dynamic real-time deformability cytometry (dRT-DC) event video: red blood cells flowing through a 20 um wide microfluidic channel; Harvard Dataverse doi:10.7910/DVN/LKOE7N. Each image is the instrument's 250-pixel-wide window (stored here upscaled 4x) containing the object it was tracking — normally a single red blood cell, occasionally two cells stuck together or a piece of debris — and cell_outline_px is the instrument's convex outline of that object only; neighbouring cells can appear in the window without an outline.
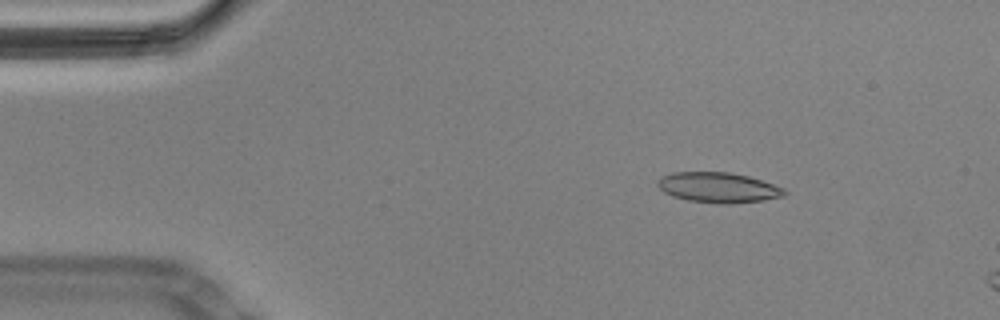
{"species": "Egyptian fruit bat (a non-hibernating species)", "species_latin": "Rousettus aegyptiacus", "temperature_condition": "cold", "stored_images_in_passage": 14, "camera_frame_rate_fps": 3000, "um_per_image_px": 0.085, "animal": {"sex": "male"}, "frame": {"image": 1, "passage_image": 7, "time_ms": 2.0, "image_size_px": [1000, 320], "cell_outline_px": [[788, 192], [784, 196], [764, 200], [728, 204], [720, 204], [688, 200], [672, 196], [664, 192], [656, 184], [656, 180], [672, 172], [728, 172], [748, 176], [784, 188]], "centroid_in_image_um": [61.04, 15.94], "position_along_channel_um": 24.0, "area_um2": 22.31}}